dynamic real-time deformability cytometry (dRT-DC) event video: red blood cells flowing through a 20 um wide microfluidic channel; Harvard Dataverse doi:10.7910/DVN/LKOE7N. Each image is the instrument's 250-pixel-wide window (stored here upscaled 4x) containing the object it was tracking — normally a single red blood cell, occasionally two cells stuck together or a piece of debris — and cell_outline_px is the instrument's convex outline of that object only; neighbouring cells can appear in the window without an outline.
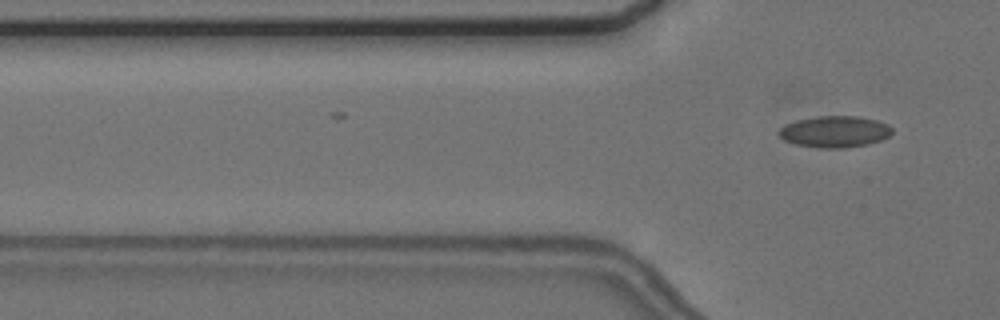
{"species": "common noctule bat (a hibernating species)", "species_latin": "Nyctalus noctula", "temperature_condition": "cold", "stored_images_in_passage": 6, "camera_frame_rate_fps": 3000, "um_per_image_px": 0.085, "animal": {"sex": "female", "body_mass_g": 24.6, "forearm_length_mm": 56.2}, "frame": {"image": 1, "passage_image": 6, "time_ms": 7.667, "image_size_px": [1000, 320], "cell_outline_px": [[892, 132], [888, 136], [880, 140], [868, 144], [844, 148], [820, 148], [796, 144], [784, 140], [776, 132], [784, 124], [796, 120], [816, 116], [860, 116], [876, 120], [888, 124], [892, 128]], "centroid_in_image_um": [70.93, 11.18], "position_along_channel_um": 54.9, "area_um2": 20.87}}